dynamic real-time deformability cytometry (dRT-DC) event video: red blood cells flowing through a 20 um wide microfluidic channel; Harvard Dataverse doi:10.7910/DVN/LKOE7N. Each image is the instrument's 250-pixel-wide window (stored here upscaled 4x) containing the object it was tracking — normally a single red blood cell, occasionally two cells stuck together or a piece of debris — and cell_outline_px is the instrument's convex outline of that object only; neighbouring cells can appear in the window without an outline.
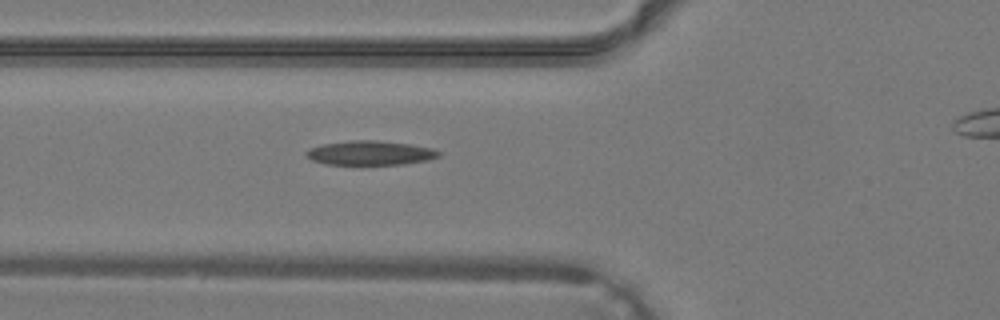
{"species": "common noctule bat (a hibernating species)", "species_latin": "Nyctalus noctula", "temperature_condition": "warm", "stored_images_in_passage": 23, "camera_frame_rate_fps": 3000, "um_per_image_px": 0.085, "animal": {"sex": "male", "body_mass_g": 19.2, "forearm_length_mm": 51.8}, "frame": {"image": 1, "passage_image": 2, "time_ms": 0.333, "image_size_px": [1000, 320], "cell_outline_px": [[440, 156], [428, 160], [404, 164], [324, 164], [312, 160], [304, 152], [308, 148], [324, 144], [352, 140], [376, 140], [408, 144], [432, 148], [440, 152]], "centroid_in_image_um": [31.46, 13.0], "position_along_channel_um": 94.3, "area_um2": 18.61}}
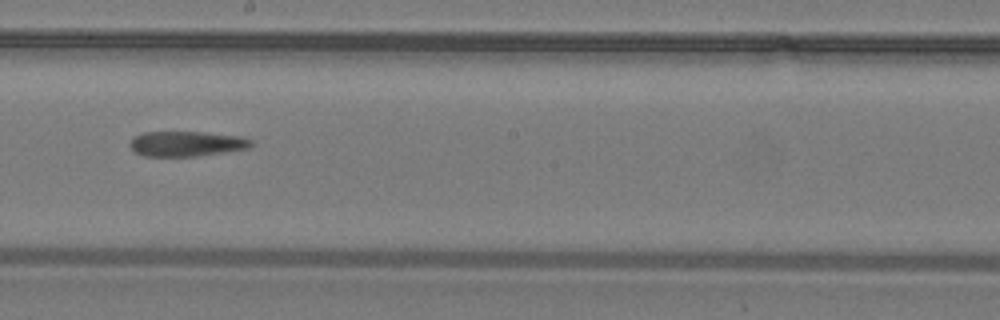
{"frame": {"image": 2, "passage_image": 10, "time_ms": 3.0, "image_size_px": [1000, 320], "cell_outline_px": [[252, 148], [196, 156], [144, 156], [136, 152], [132, 148], [132, 140], [136, 136], [144, 132], [204, 132], [244, 136], [252, 140]], "centroid_in_image_um": [15.95, 12.21], "position_along_channel_um": 232.2, "area_um2": 17.69}}
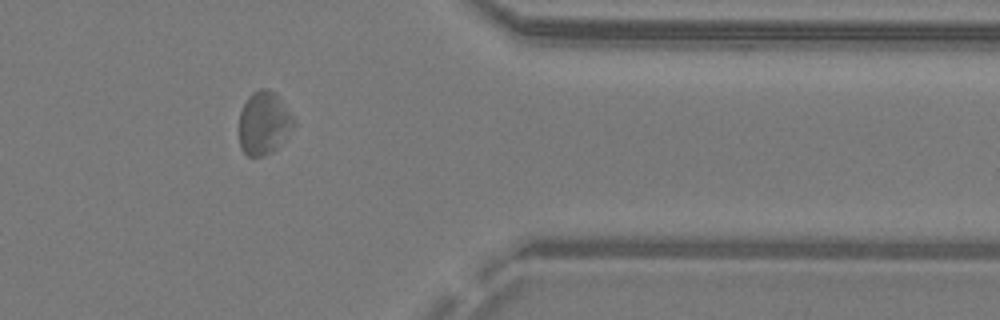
{"frame": {"image": 3, "passage_image": 20, "time_ms": 6.333, "image_size_px": [1000, 320], "cell_outline_px": [[292, 128], [276, 148], [272, 152], [264, 156], [248, 156], [240, 148], [240, 112], [248, 96], [252, 92], [260, 88], [268, 88], [276, 92], [292, 116]], "centroid_in_image_um": [22.4, 10.44], "position_along_channel_um": 389.0, "area_um2": 19.77}}